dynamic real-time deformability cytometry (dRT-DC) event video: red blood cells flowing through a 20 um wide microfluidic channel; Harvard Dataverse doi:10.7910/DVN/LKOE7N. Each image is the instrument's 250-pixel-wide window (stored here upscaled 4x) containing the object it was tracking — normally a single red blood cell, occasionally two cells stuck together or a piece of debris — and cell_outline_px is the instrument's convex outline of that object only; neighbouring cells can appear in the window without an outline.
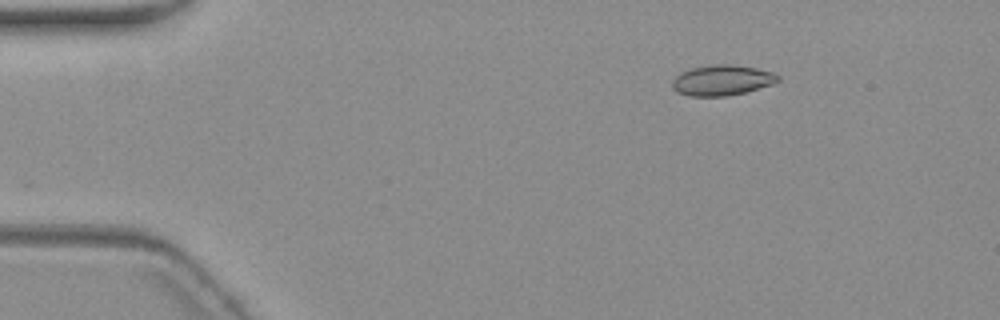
{"species": "common noctule bat (a hibernating species)", "species_latin": "Nyctalus noctula", "temperature_condition": "warm", "stored_images_in_passage": 3, "camera_frame_rate_fps": 3000, "um_per_image_px": 0.085, "animal": {"sex": "female", "body_mass_g": 19.3, "forearm_length_mm": 54.1}, "frame": {"image": 1, "passage_image": 1, "time_ms": 0.0, "image_size_px": [1000, 320], "cell_outline_px": [[780, 80], [772, 84], [744, 92], [728, 96], [688, 96], [676, 92], [672, 88], [672, 80], [680, 72], [692, 68], [712, 64], [732, 64], [756, 68], [772, 72], [780, 76]], "centroid_in_image_um": [61.34, 6.82], "position_along_channel_um": 23.7, "area_um2": 18.84}}
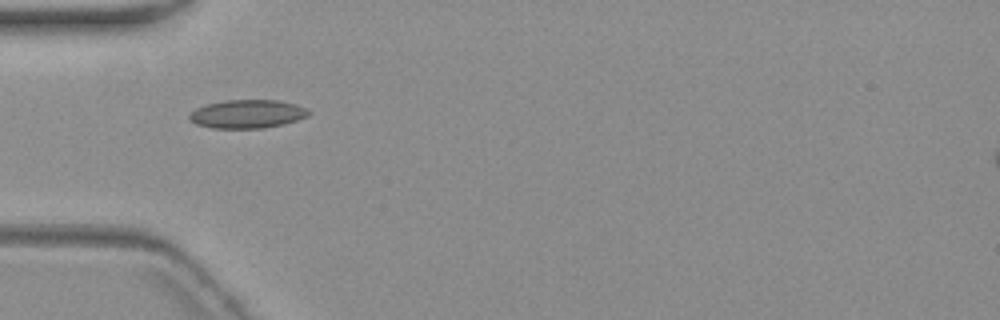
{"frame": {"image": 2, "passage_image": 3, "time_ms": 3.333, "image_size_px": [1000, 320], "cell_outline_px": [[312, 112], [308, 116], [284, 124], [264, 128], [212, 128], [196, 124], [188, 120], [188, 112], [196, 108], [208, 104], [224, 100], [280, 100], [296, 104], [308, 108]], "centroid_in_image_um": [21.02, 9.68], "position_along_channel_um": 64.0, "area_um2": 20.06}}